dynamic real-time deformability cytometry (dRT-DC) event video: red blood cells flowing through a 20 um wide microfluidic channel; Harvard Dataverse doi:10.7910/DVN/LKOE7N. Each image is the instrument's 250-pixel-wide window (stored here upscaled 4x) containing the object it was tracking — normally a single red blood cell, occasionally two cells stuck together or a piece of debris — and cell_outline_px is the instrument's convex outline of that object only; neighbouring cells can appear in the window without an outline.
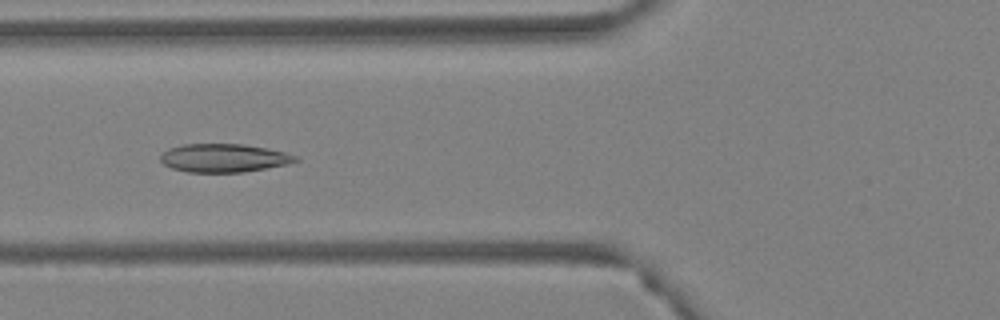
{"species": "Egyptian fruit bat (a non-hibernating species)", "species_latin": "Rousettus aegyptiacus", "temperature_condition": "warm", "stored_images_in_passage": 45, "camera_frame_rate_fps": 3000, "um_per_image_px": 0.085, "animal": {"sex": "female"}, "frame": {"image": 1, "passage_image": 12, "time_ms": 3.667, "image_size_px": [1000, 320], "cell_outline_px": [[300, 160], [288, 164], [244, 172], [188, 172], [172, 168], [164, 164], [160, 160], [160, 156], [168, 148], [180, 144], [244, 144], [268, 148], [284, 152], [296, 156]], "centroid_in_image_um": [19.02, 13.42], "position_along_channel_um": 106.8, "area_um2": 22.37}}
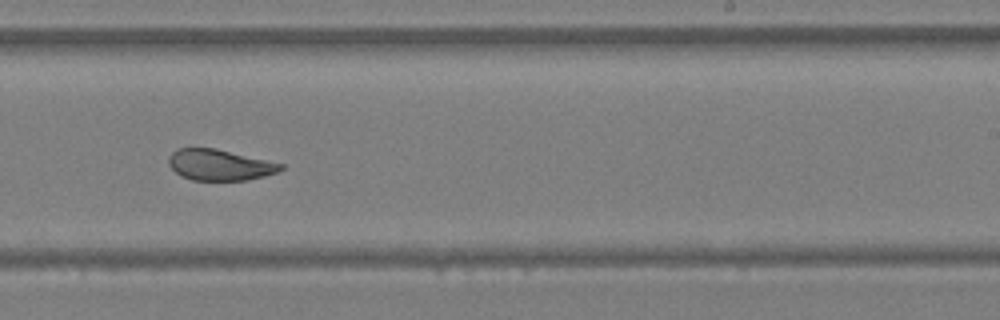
{"frame": {"image": 2, "passage_image": 25, "time_ms": 8.0, "image_size_px": [1000, 320], "cell_outline_px": [[284, 168], [276, 172], [264, 176], [248, 180], [192, 180], [180, 176], [168, 164], [168, 156], [172, 152], [180, 148], [216, 148], [284, 164]], "centroid_in_image_um": [18.66, 14.02], "position_along_channel_um": 270.3, "area_um2": 20.23}}
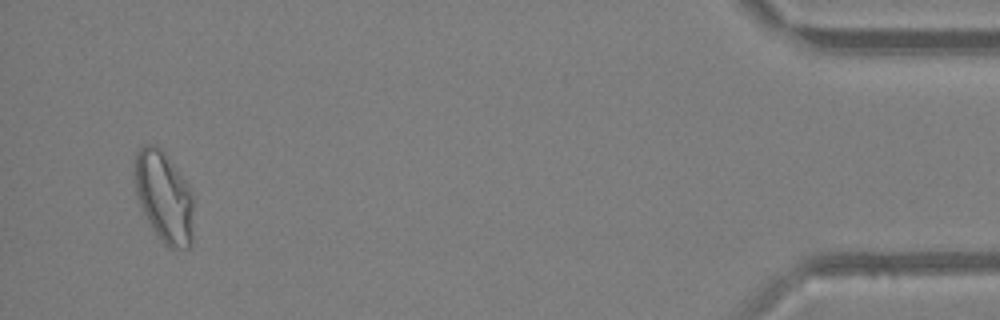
{"frame": {"image": 3, "passage_image": 43, "time_ms": 14.0, "image_size_px": [1000, 320], "cell_outline_px": [[192, 244], [188, 248], [168, 248], [164, 244], [152, 228], [136, 196], [132, 180], [132, 168], [136, 152], [144, 144], [156, 144], [164, 152], [192, 188]], "centroid_in_image_um": [13.9, 16.69], "position_along_channel_um": 421.3, "area_um2": 31.85}, "authors_computed_cell_mechanics": {"area_um2": 24.2182, "velocity_mm_per_s": 3.7881, "shape_relaxation_time_tau1_ms": 9.8337, "shape_relaxation_time_tau2_ms": 1.3418, "deformation_change_tau1": 0.2048, "deformation_change_tau2": 0.0692}}